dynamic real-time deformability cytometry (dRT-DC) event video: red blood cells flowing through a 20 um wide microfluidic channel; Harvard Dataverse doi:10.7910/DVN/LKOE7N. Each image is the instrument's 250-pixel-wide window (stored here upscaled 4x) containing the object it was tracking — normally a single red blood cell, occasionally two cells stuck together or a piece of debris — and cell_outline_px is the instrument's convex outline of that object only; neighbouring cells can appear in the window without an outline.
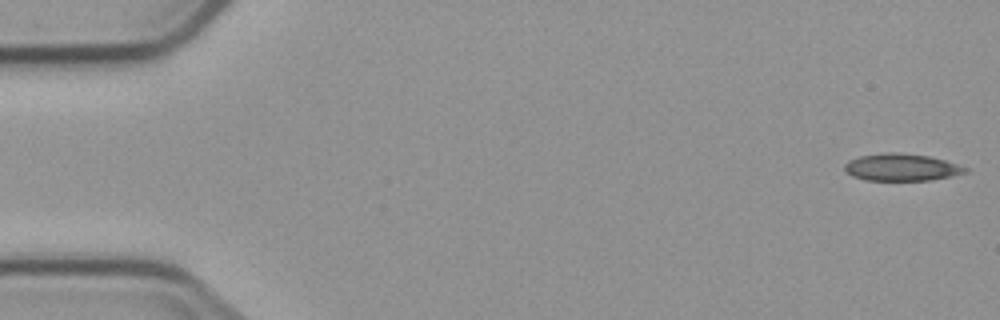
{"species": "common noctule bat (a hibernating species)", "species_latin": "Nyctalus noctula", "temperature_condition": "cold", "stored_images_in_passage": 6, "segment_of_instrument_passage": [2, 2], "camera_frame_rate_fps": 3000, "um_per_image_px": 0.085, "animal": {"sex": "male", "body_mass_g": 23.1, "forearm_length_mm": 52.7}, "frame": {"image": 1, "passage_image": 6, "time_ms": 6.0, "image_size_px": [1000, 320], "cell_outline_px": [[968, 172], [952, 176], [928, 180], [864, 180], [852, 176], [844, 168], [844, 164], [848, 160], [860, 156], [888, 152], [896, 152], [928, 156], [944, 160], [968, 168]], "centroid_in_image_um": [76.61, 14.22], "position_along_channel_um": 8.4, "area_um2": 18.96}}